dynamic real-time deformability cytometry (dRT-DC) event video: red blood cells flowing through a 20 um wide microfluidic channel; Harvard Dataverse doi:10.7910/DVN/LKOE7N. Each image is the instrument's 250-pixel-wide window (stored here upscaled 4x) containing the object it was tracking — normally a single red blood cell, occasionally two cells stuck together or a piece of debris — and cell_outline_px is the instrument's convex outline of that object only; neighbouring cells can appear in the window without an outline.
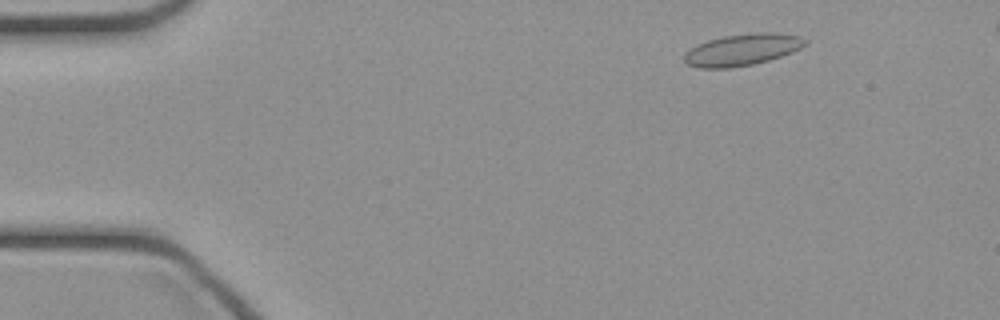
{"species": "common noctule bat (a hibernating species)", "species_latin": "Nyctalus noctula", "temperature_condition": "cold", "stored_images_in_passage": 42, "camera_frame_rate_fps": 3000, "um_per_image_px": 0.085, "animal": {"sex": "female", "body_mass_g": 21.9}, "frame": {"image": 1, "passage_image": 2, "time_ms": 0.333, "image_size_px": [1000, 320], "cell_outline_px": [[808, 44], [792, 52], [768, 60], [752, 64], [732, 68], [700, 68], [688, 64], [684, 60], [684, 52], [696, 44], [708, 40], [724, 36], [756, 32], [776, 32], [800, 36], [808, 40]], "centroid_in_image_um": [63.1, 4.21], "position_along_channel_um": 21.9, "area_um2": 22.43}}
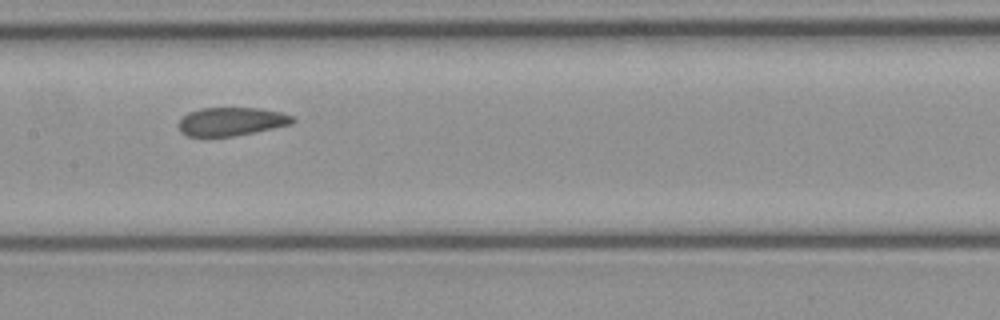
{"frame": {"image": 2, "passage_image": 19, "time_ms": 6.0, "image_size_px": [1000, 320], "cell_outline_px": [[296, 120], [292, 124], [256, 132], [232, 136], [188, 136], [180, 132], [176, 124], [188, 112], [200, 108], [260, 108], [280, 112], [292, 116]], "centroid_in_image_um": [19.65, 10.33], "position_along_channel_um": 187.8, "area_um2": 18.96}}
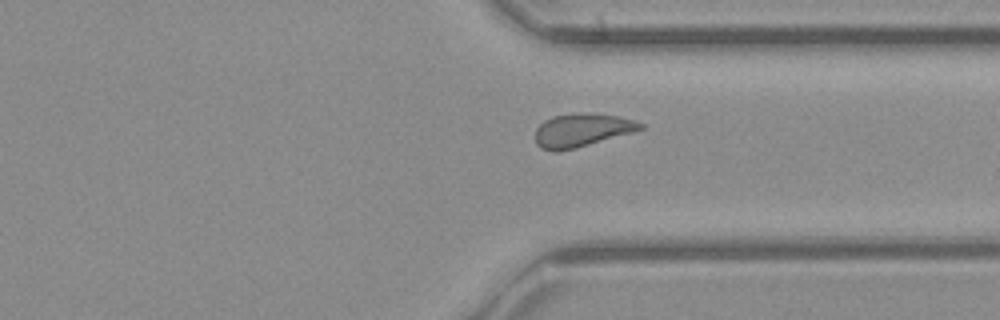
{"frame": {"image": 3, "passage_image": 31, "time_ms": 10.0, "image_size_px": [1000, 320], "cell_outline_px": [[644, 128], [632, 132], [576, 148], [556, 152], [552, 152], [540, 148], [536, 144], [536, 128], [544, 120], [552, 116], [580, 112], [620, 116], [644, 124]], "centroid_in_image_um": [49.41, 11.07], "position_along_channel_um": 362.0, "area_um2": 20.4}}